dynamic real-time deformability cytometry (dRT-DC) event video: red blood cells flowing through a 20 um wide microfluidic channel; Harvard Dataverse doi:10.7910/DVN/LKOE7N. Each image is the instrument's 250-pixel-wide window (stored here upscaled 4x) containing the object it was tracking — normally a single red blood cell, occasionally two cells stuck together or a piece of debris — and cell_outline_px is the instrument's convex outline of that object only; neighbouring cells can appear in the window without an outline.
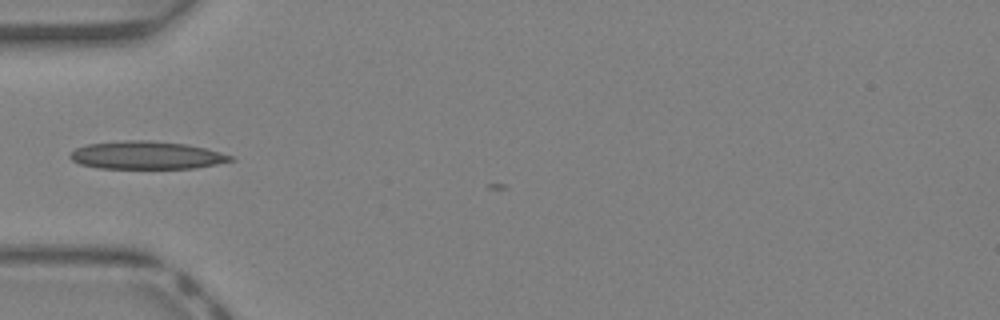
{"species": "Egyptian fruit bat (a non-hibernating species)", "species_latin": "Rousettus aegyptiacus", "temperature_condition": "warm", "stored_images_in_passage": 18, "camera_frame_rate_fps": 3000, "um_per_image_px": 0.085, "animal": {"sex": "female"}, "frame": {"image": 1, "passage_image": 1, "time_ms": 0.0, "image_size_px": [1000, 320], "cell_outline_px": [[236, 160], [196, 168], [100, 168], [80, 164], [72, 160], [68, 156], [76, 148], [88, 144], [124, 140], [148, 140], [188, 144], [220, 152], [232, 156]], "centroid_in_image_um": [12.46, 13.19], "position_along_channel_um": 72.5, "area_um2": 26.01}}
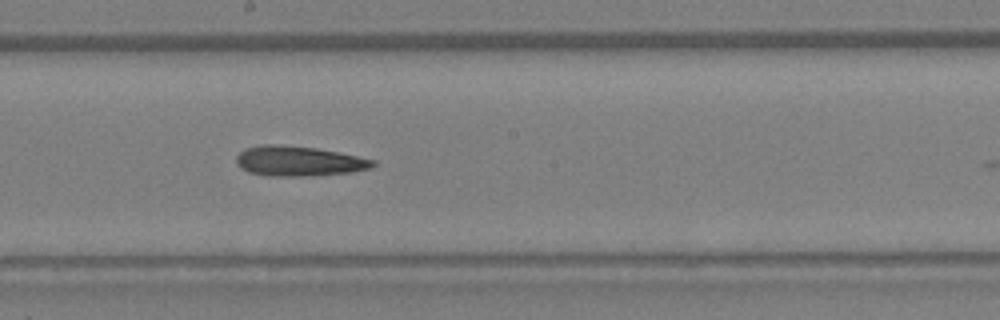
{"frame": {"image": 2, "passage_image": 10, "time_ms": 3.0, "image_size_px": [1000, 320], "cell_outline_px": [[376, 164], [372, 168], [348, 172], [304, 176], [268, 176], [248, 172], [236, 164], [236, 156], [244, 148], [260, 144], [272, 144], [316, 148], [340, 152], [376, 160]], "centroid_in_image_um": [25.37, 13.68], "position_along_channel_um": 222.8, "area_um2": 23.93}}
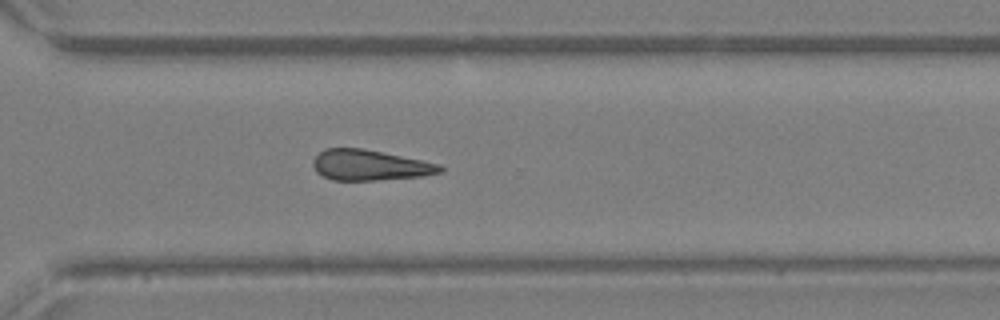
{"frame": {"image": 3, "passage_image": 17, "time_ms": 5.333, "image_size_px": [1000, 320], "cell_outline_px": [[444, 168], [440, 172], [424, 176], [376, 180], [332, 180], [316, 172], [312, 164], [312, 160], [324, 148], [364, 148], [440, 164]], "centroid_in_image_um": [31.41, 14.03], "position_along_channel_um": 339.2, "area_um2": 22.6}}